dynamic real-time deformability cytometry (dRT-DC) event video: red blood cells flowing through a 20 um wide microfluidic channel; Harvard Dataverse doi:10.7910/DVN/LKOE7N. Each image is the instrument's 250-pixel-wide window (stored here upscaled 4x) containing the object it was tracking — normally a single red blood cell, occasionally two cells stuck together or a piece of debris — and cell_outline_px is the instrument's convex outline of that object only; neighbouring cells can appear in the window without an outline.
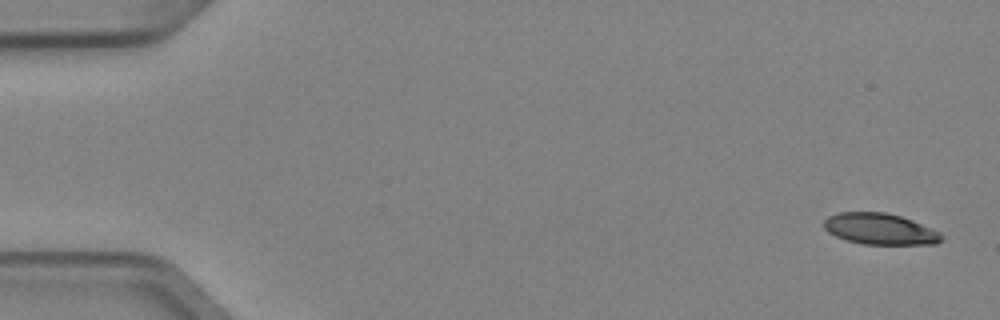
{"species": "Egyptian fruit bat (a non-hibernating species)", "species_latin": "Rousettus aegyptiacus", "temperature_condition": "cold", "stored_images_in_passage": 4, "camera_frame_rate_fps": 3000, "um_per_image_px": 0.085, "animal": {"sex": "female"}, "frame": {"image": 1, "passage_image": 1, "time_ms": 0.0, "image_size_px": [1000, 320], "cell_outline_px": [[944, 240], [936, 244], [864, 244], [848, 240], [836, 236], [828, 232], [824, 228], [824, 220], [828, 216], [840, 212], [884, 212], [900, 216], [912, 220], [940, 232], [944, 236]], "centroid_in_image_um": [74.82, 19.46], "position_along_channel_um": 10.2, "area_um2": 21.33}}
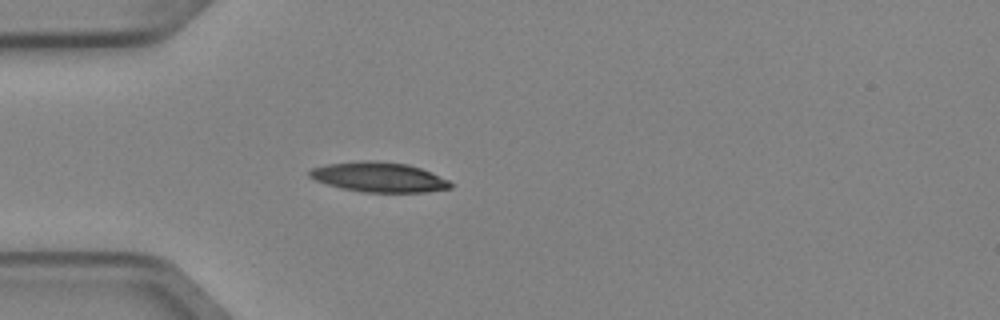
{"frame": {"image": 2, "passage_image": 4, "time_ms": 1.0, "image_size_px": [1000, 320], "cell_outline_px": [[452, 188], [428, 192], [360, 192], [340, 188], [316, 180], [308, 176], [308, 172], [312, 168], [328, 164], [368, 160], [372, 160], [408, 164], [420, 168], [448, 180], [452, 184]], "centroid_in_image_um": [32.21, 15.06], "position_along_channel_um": 52.8, "area_um2": 24.39}}